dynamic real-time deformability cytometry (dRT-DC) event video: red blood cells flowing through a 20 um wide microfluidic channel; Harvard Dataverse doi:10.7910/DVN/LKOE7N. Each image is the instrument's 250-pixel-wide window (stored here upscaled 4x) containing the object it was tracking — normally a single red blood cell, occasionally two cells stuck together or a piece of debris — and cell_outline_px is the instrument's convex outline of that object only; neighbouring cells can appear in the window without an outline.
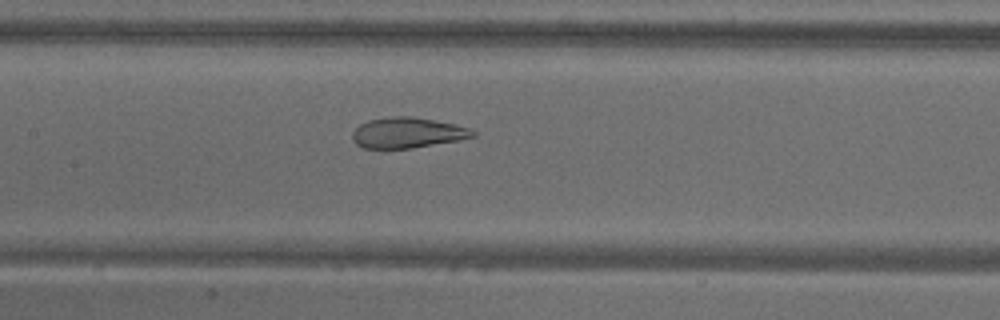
{"species": "common noctule bat (a hibernating species)", "species_latin": "Nyctalus noctula", "temperature_condition": "warm", "stored_images_in_passage": 51, "camera_frame_rate_fps": 3000, "um_per_image_px": 0.085, "animal": {"sex": "male", "body_mass_g": 18.8}, "frame": {"image": 1, "passage_image": 23, "time_ms": 7.333, "image_size_px": [1000, 320], "cell_outline_px": [[476, 136], [460, 140], [412, 148], [364, 148], [356, 144], [352, 140], [352, 132], [360, 124], [368, 120], [392, 116], [412, 116], [436, 120], [456, 124], [468, 128], [476, 132]], "centroid_in_image_um": [34.64, 11.28], "position_along_channel_um": 172.8, "area_um2": 21.56}}
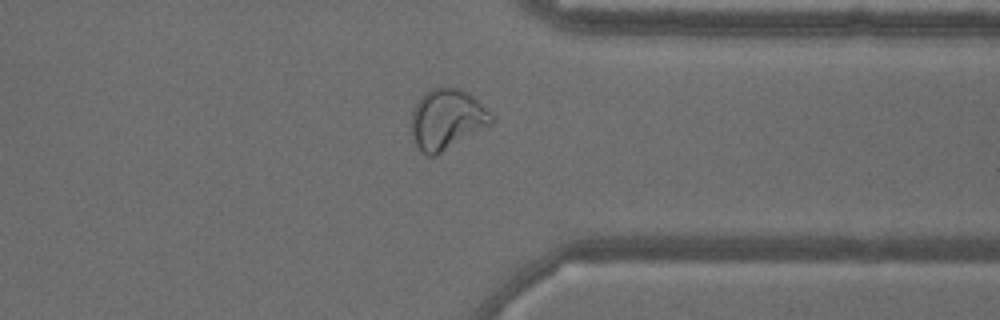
{"frame": {"image": 2, "passage_image": 39, "time_ms": 12.667, "image_size_px": [1000, 320], "cell_outline_px": [[492, 124], [436, 156], [428, 156], [416, 144], [412, 136], [412, 108], [420, 96], [424, 92], [432, 88], [460, 88], [468, 92], [492, 116]], "centroid_in_image_um": [37.95, 10.14], "position_along_channel_um": 373.4, "area_um2": 27.86}}
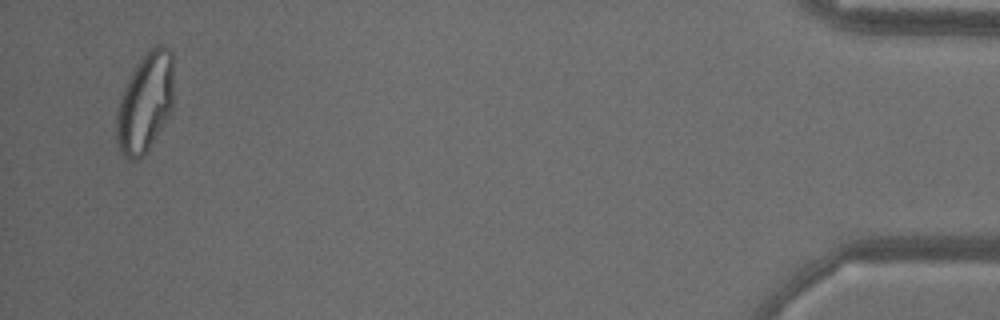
{"frame": {"image": 3, "passage_image": 49, "time_ms": 16.0, "image_size_px": [1000, 320], "cell_outline_px": [[172, 108], [164, 124], [140, 160], [128, 160], [120, 152], [116, 140], [116, 116], [120, 96], [132, 68], [156, 44], [160, 44], [168, 48], [172, 52]], "centroid_in_image_um": [12.31, 8.74], "position_along_channel_um": 422.9, "area_um2": 33.18}, "authors_computed_cell_mechanics": {"area_um2": 28.4954, "velocity_mm_per_s": 3.8243, "shape_relaxation_time_tau1_ms": null, "shape_relaxation_time_tau2_ms": 0.9308, "deformation_change_tau1": null, "deformation_change_tau2": 0.0783}}